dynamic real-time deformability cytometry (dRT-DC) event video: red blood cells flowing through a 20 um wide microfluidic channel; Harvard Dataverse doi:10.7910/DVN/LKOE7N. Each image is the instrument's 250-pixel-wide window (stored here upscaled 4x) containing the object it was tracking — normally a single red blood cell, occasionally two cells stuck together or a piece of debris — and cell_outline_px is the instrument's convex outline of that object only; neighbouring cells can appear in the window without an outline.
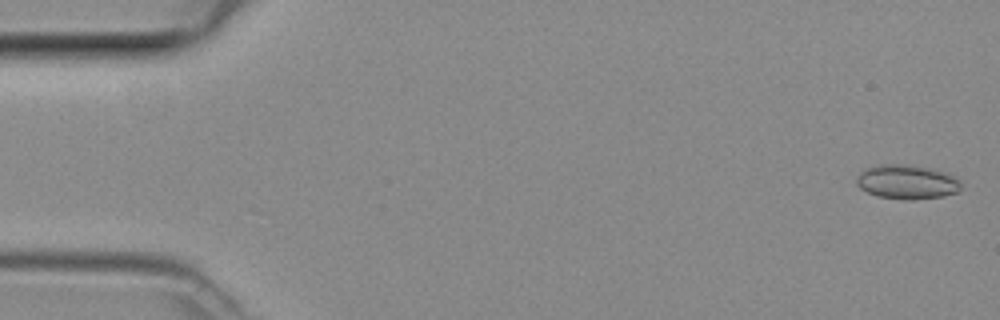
{"species": "common noctule bat (a hibernating species)", "species_latin": "Nyctalus noctula", "temperature_condition": "room temperature", "stored_images_in_passage": 9, "camera_frame_rate_fps": 3000, "um_per_image_px": 0.085, "animal": {"sex": "female", "body_mass_g": 29.2, "forearm_length_mm": 56.3}, "frame": {"image": 1, "passage_image": 1, "time_ms": 0.0, "image_size_px": [1000, 320], "cell_outline_px": [[960, 188], [956, 192], [944, 196], [912, 200], [904, 200], [880, 196], [868, 192], [860, 188], [856, 184], [856, 176], [864, 168], [880, 164], [908, 164], [928, 168], [944, 172], [956, 176], [960, 180]], "centroid_in_image_um": [77.07, 15.46], "position_along_channel_um": 7.9, "area_um2": 20.98}}